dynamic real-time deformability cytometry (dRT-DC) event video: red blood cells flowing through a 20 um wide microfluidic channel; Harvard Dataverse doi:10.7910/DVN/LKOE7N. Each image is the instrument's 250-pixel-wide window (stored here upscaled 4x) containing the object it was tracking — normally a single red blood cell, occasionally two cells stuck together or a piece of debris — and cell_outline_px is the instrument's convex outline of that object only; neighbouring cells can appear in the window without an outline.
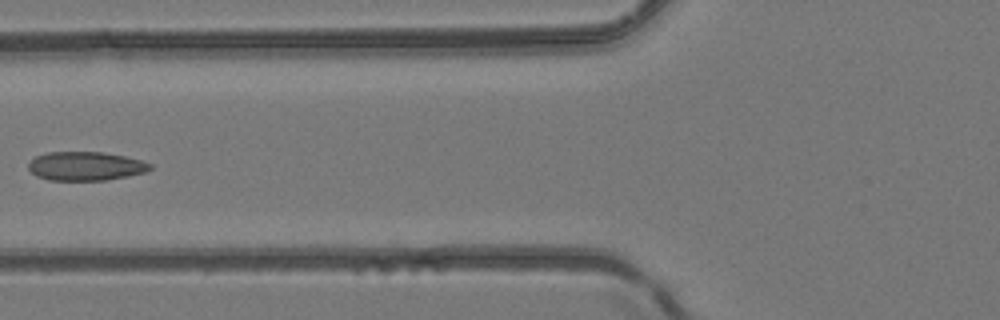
{"species": "common noctule bat (a hibernating species)", "species_latin": "Nyctalus noctula", "temperature_condition": "room temperature", "stored_images_in_passage": 5, "camera_frame_rate_fps": 3000, "um_per_image_px": 0.085, "animal": {"sex": "female", "body_mass_g": 24.6, "forearm_length_mm": 56.2}, "frame": {"image": 1, "passage_image": 5, "time_ms": 1.333, "image_size_px": [1000, 320], "cell_outline_px": [[152, 168], [144, 172], [128, 176], [104, 180], [48, 180], [36, 176], [28, 168], [28, 164], [36, 156], [48, 152], [104, 152], [124, 156], [140, 160], [152, 164]], "centroid_in_image_um": [7.27, 14.12], "position_along_channel_um": 118.5, "area_um2": 20.35}}